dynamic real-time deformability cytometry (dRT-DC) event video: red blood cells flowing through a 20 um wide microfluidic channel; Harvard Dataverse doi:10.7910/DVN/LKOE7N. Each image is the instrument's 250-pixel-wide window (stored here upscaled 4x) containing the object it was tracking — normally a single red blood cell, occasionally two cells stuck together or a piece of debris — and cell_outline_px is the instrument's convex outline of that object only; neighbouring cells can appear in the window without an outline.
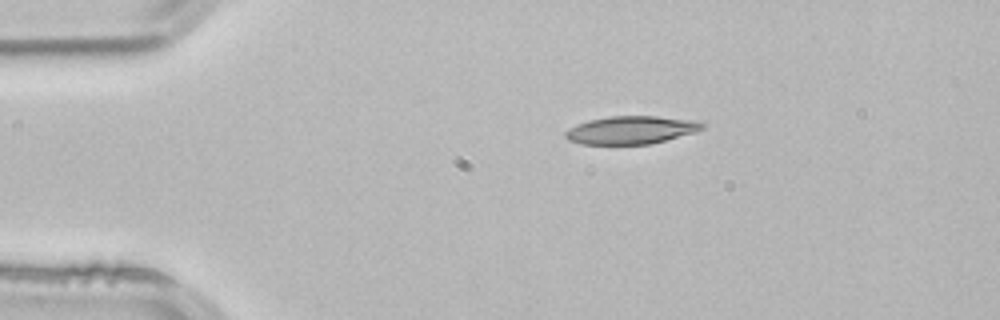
{"species": "common noctule bat (a hibernating species)", "species_latin": "Nyctalus noctula", "temperature_condition": "room temperature", "stored_images_in_passage": 2, "camera_frame_rate_fps": 3000, "um_per_image_px": 0.085, "animal": {"sex": "male", "body_mass_g": 21.5, "forearm_length_mm": 52.0}, "frame": {"image": 1, "passage_image": 1, "time_ms": 0.0, "image_size_px": [1000, 320], "cell_outline_px": [[708, 124], [704, 128], [696, 132], [648, 144], [580, 144], [568, 140], [564, 136], [564, 132], [568, 128], [588, 120], [608, 116], [656, 116], [696, 120]], "centroid_in_image_um": [53.65, 11.04], "position_along_channel_um": 31.4, "area_um2": 22.43}}